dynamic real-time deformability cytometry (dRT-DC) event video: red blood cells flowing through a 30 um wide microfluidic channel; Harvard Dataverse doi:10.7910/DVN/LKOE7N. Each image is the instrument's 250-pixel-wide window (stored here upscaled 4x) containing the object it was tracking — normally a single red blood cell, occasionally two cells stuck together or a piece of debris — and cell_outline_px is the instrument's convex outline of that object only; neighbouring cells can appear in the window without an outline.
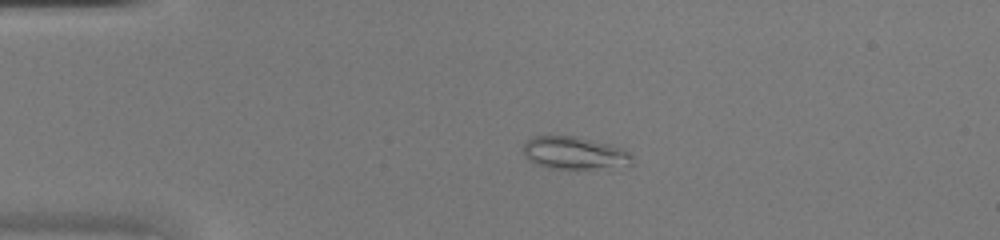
{"species": "common noctule bat (a hibernating species)", "species_latin": "Nyctalus noctula", "temperature_condition": "warm", "stored_images_in_passage": 46, "camera_frame_rate_fps": 3000, "um_per_image_px": 0.085, "animal": {"sex": "female", "body_mass_g": 20.0, "forearm_length_mm": 54.0}, "frame": {"image": 1, "passage_image": 10, "time_ms": 3.0, "image_size_px": [1000, 240], "cell_outline_px": [[632, 164], [592, 168], [548, 168], [536, 164], [528, 160], [524, 156], [524, 144], [532, 136], [576, 136], [612, 144], [628, 152], [632, 156]], "centroid_in_image_um": [48.78, 12.98], "position_along_channel_um": 36.2, "area_um2": 20.4}}
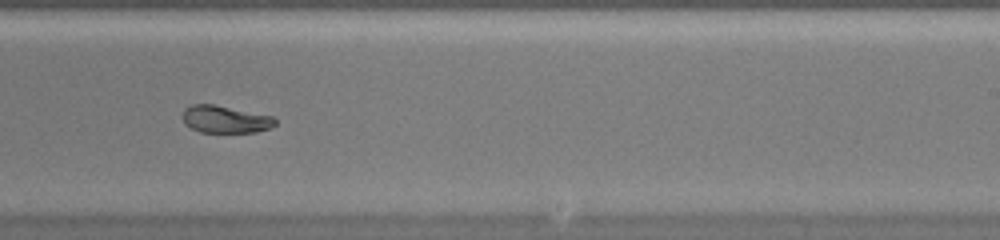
{"frame": {"image": 2, "passage_image": 29, "time_ms": 9.333, "image_size_px": [1000, 240], "cell_outline_px": [[276, 124], [272, 128], [256, 132], [200, 132], [184, 124], [180, 116], [184, 108], [192, 104], [212, 104], [272, 116], [276, 120]], "centroid_in_image_um": [19.1, 10.14], "position_along_channel_um": 269.9, "area_um2": 14.85}}
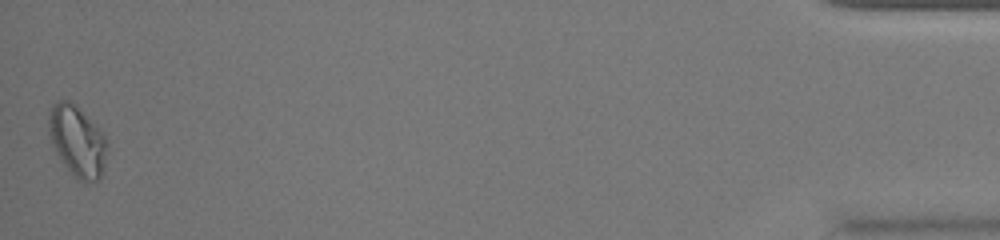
{"frame": {"image": 3, "passage_image": 46, "time_ms": 15.0, "image_size_px": [1000, 240], "cell_outline_px": [[108, 144], [104, 168], [100, 176], [96, 180], [80, 180], [68, 168], [60, 156], [48, 132], [48, 120], [52, 104], [56, 100], [68, 100], [76, 104], [104, 132]], "centroid_in_image_um": [6.6, 11.9], "position_along_channel_um": 428.6, "area_um2": 23.76}}